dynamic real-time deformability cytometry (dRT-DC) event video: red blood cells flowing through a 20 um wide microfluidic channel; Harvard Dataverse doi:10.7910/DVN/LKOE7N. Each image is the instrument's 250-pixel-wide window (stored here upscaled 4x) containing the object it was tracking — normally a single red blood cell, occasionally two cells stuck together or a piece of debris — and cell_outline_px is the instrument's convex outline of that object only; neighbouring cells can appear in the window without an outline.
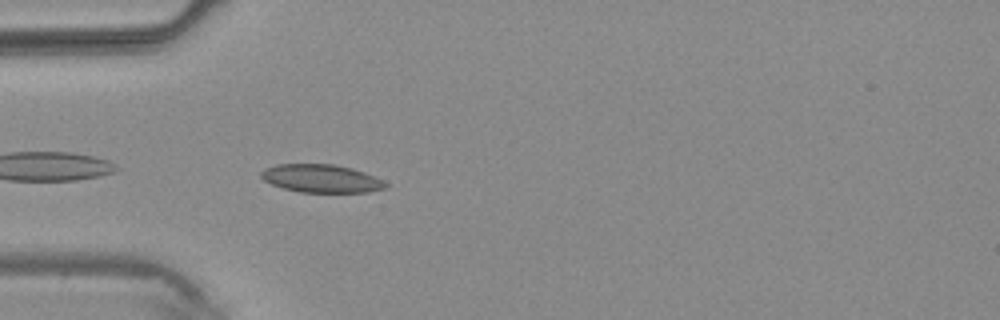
{"species": "common noctule bat (a hibernating species)", "species_latin": "Nyctalus noctula", "temperature_condition": "warm", "stored_images_in_passage": 4, "camera_frame_rate_fps": 3000, "um_per_image_px": 0.085, "animal": {"sex": "male", "body_mass_g": 20.4}, "frame": {"image": 1, "passage_image": 4, "time_ms": 3.667, "image_size_px": [1000, 320], "cell_outline_px": [[388, 184], [384, 188], [368, 192], [300, 192], [284, 188], [272, 184], [264, 180], [260, 176], [260, 172], [264, 168], [276, 164], [332, 164], [352, 168], [364, 172]], "centroid_in_image_um": [27.26, 15.16], "position_along_channel_um": 57.7, "area_um2": 20.17}}